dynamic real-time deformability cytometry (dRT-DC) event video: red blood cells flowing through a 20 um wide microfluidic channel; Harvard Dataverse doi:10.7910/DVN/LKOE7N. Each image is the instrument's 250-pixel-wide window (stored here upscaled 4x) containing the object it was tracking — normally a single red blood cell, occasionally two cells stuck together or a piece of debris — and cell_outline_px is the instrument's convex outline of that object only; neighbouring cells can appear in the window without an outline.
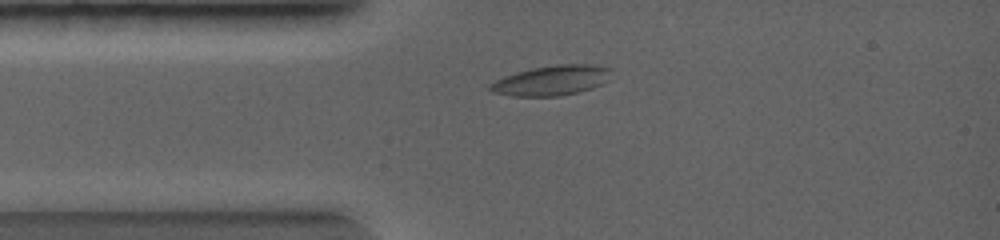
{"species": "common noctule bat (a hibernating species)", "species_latin": "Nyctalus noctula", "temperature_condition": "warm", "stored_images_in_passage": 31, "camera_frame_rate_fps": 5000, "um_per_image_px": 0.085, "animal": {"sex": "female", "body_mass_g": 19.0, "forearm_length_mm": 56.7}, "frame": {"image": 1, "passage_image": 1, "time_ms": 0.0, "image_size_px": [1000, 240], "cell_outline_px": [[612, 68], [608, 80], [592, 88], [580, 92], [560, 96], [512, 96], [492, 92], [488, 88], [488, 84], [504, 76], [532, 68], [560, 64], [596, 64]], "centroid_in_image_um": [46.9, 6.83], "position_along_channel_um": 38.1, "area_um2": 21.27}}
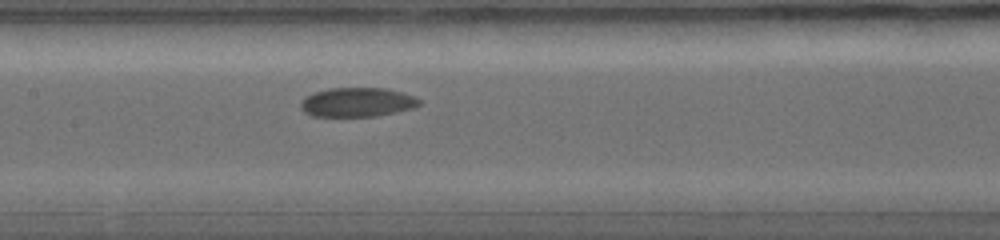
{"frame": {"image": 2, "passage_image": 12, "time_ms": 2.2, "image_size_px": [1000, 240], "cell_outline_px": [[420, 104], [416, 108], [376, 116], [312, 116], [304, 112], [300, 108], [300, 104], [308, 96], [316, 92], [328, 88], [384, 88], [400, 92], [412, 96], [420, 100]], "centroid_in_image_um": [30.38, 8.7], "position_along_channel_um": 177.0, "area_um2": 20.0}}
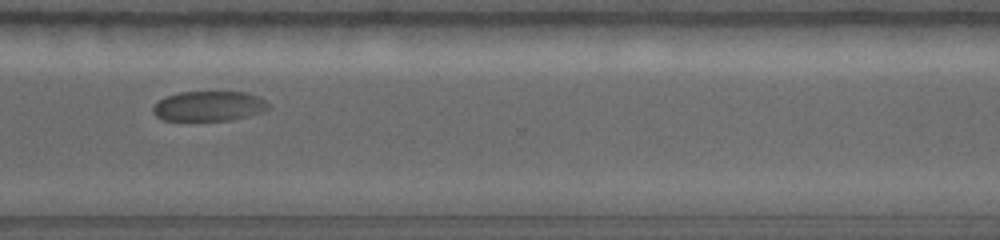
{"frame": {"image": 3, "passage_image": 25, "time_ms": 4.8, "image_size_px": [1000, 240], "cell_outline_px": [[268, 108], [264, 112], [232, 120], [160, 120], [152, 112], [152, 108], [164, 96], [180, 92], [244, 92], [256, 96], [264, 100], [268, 104]], "centroid_in_image_um": [17.73, 9.02], "position_along_channel_um": 352.9, "area_um2": 20.11}}